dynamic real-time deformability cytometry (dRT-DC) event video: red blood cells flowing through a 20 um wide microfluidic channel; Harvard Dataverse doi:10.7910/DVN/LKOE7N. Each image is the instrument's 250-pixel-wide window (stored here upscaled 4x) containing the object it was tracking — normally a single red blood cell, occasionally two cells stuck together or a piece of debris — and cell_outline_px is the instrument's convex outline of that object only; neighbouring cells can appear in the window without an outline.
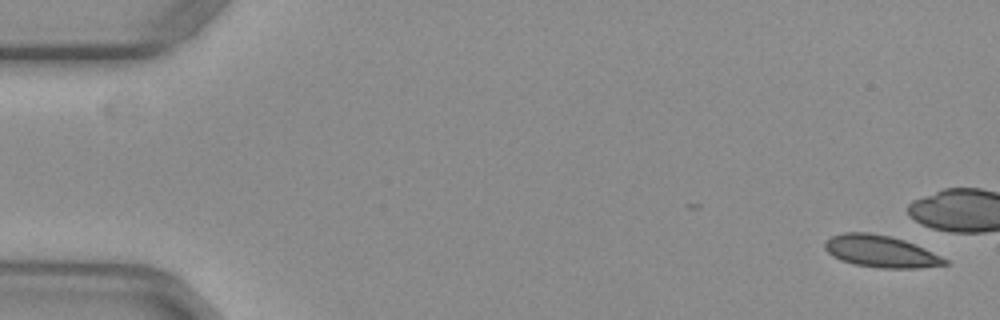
{"species": "common noctule bat (a hibernating species)", "species_latin": "Nyctalus noctula", "temperature_condition": "warm", "stored_images_in_passage": 16, "camera_frame_rate_fps": 3000, "um_per_image_px": 0.085, "animal": {"sex": "female", "body_mass_g": 29.2, "forearm_length_mm": 56.3}, "frame": {"image": 1, "passage_image": 1, "time_ms": 0.0, "image_size_px": [1000, 320], "cell_outline_px": [[948, 264], [916, 268], [880, 268], [856, 264], [840, 260], [832, 256], [824, 248], [824, 244], [832, 236], [844, 232], [868, 232], [892, 236], [904, 240], [924, 248], [948, 260]], "centroid_in_image_um": [74.84, 21.36], "position_along_channel_um": 10.2, "area_um2": 22.2}}